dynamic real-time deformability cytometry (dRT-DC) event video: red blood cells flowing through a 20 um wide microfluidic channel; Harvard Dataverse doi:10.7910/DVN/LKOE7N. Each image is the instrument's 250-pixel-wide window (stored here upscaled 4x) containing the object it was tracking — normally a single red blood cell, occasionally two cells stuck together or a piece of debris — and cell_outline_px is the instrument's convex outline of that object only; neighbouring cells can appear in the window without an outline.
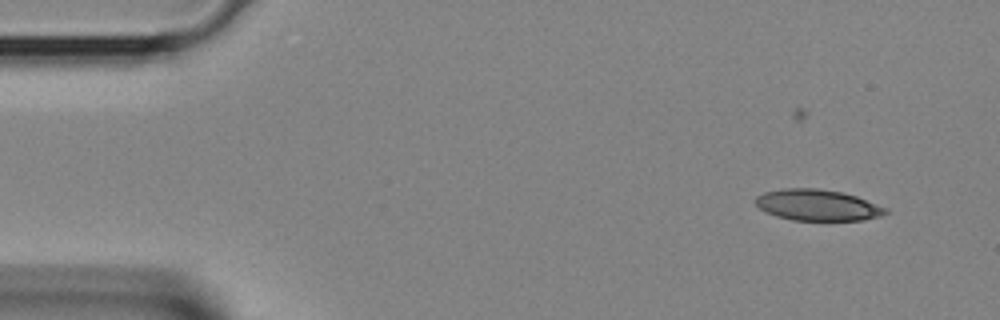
{"species": "Egyptian fruit bat (a non-hibernating species)", "species_latin": "Rousettus aegyptiacus", "temperature_condition": "room temperature", "stored_images_in_passage": 27, "camera_frame_rate_fps": 3000, "um_per_image_px": 0.085, "animal": {"sex": "female"}, "frame": {"image": 1, "passage_image": 1, "time_ms": 0.0, "image_size_px": [1000, 320], "cell_outline_px": [[888, 212], [880, 216], [864, 220], [792, 220], [776, 216], [760, 208], [752, 200], [756, 196], [764, 192], [780, 188], [816, 188], [844, 192], [856, 196], [888, 208]], "centroid_in_image_um": [69.47, 17.42], "position_along_channel_um": 15.5, "area_um2": 23.76}}
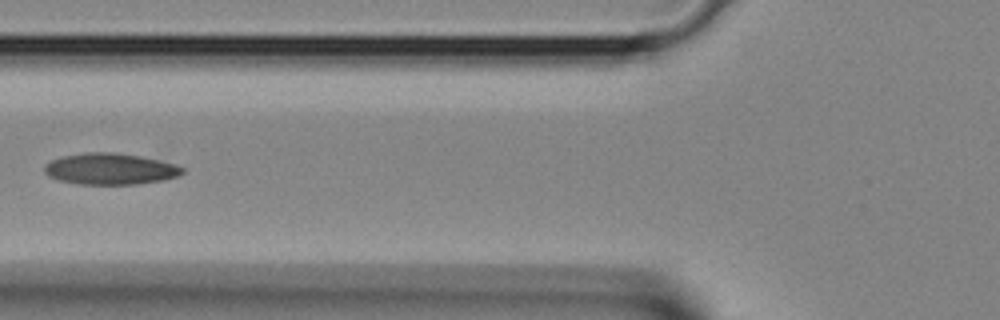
{"frame": {"image": 2, "passage_image": 12, "time_ms": 3.667, "image_size_px": [1000, 320], "cell_outline_px": [[184, 172], [176, 176], [164, 180], [136, 184], [76, 184], [60, 180], [48, 176], [44, 172], [44, 164], [52, 160], [64, 156], [88, 152], [112, 152], [140, 156], [160, 160], [176, 164], [184, 168]], "centroid_in_image_um": [9.37, 14.36], "position_along_channel_um": 116.4, "area_um2": 25.14}}
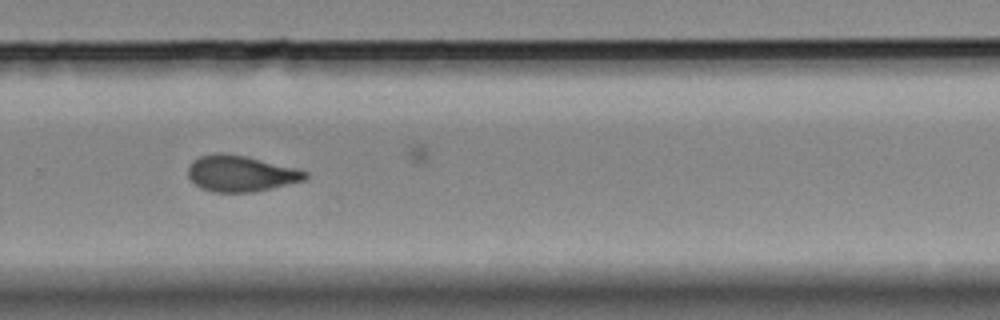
{"frame": {"image": 3, "passage_image": 23, "time_ms": 7.333, "image_size_px": [1000, 320], "cell_outline_px": [[308, 176], [304, 180], [272, 188], [252, 192], [212, 192], [200, 188], [188, 176], [188, 164], [192, 160], [200, 156], [220, 152], [224, 152], [248, 156], [296, 168], [308, 172]], "centroid_in_image_um": [20.44, 14.74], "position_along_channel_um": 309.4, "area_um2": 24.8}}